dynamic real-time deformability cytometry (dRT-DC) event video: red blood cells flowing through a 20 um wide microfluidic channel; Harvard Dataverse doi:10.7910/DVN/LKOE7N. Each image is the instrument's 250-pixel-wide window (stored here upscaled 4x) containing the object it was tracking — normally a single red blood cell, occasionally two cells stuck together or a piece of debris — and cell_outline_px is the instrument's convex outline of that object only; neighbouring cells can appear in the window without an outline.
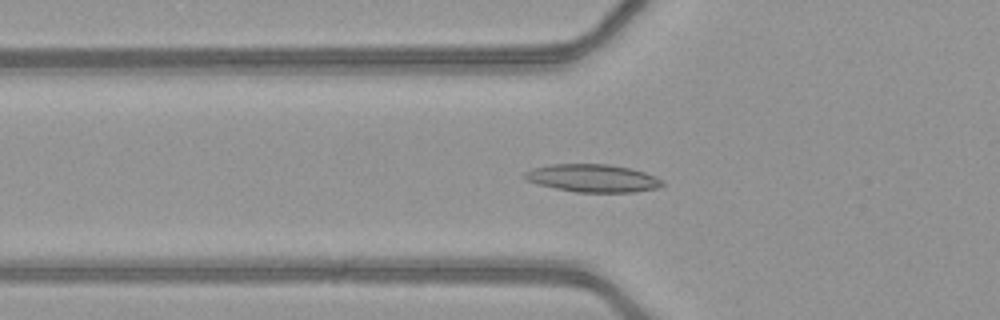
{"species": "common noctule bat (a hibernating species)", "species_latin": "Nyctalus noctula", "temperature_condition": "warm", "stored_images_in_passage": 42, "camera_frame_rate_fps": 3000, "um_per_image_px": 0.085, "animal": {"sex": "female", "body_mass_g": 21.9}, "frame": {"image": 1, "passage_image": 10, "time_ms": 3.0, "image_size_px": [1000, 320], "cell_outline_px": [[664, 184], [656, 188], [632, 192], [576, 192], [556, 188], [524, 180], [524, 172], [532, 168], [552, 164], [608, 164], [628, 168], [644, 172], [656, 176]], "centroid_in_image_um": [50.35, 15.14], "position_along_channel_um": 75.5, "area_um2": 22.08}}
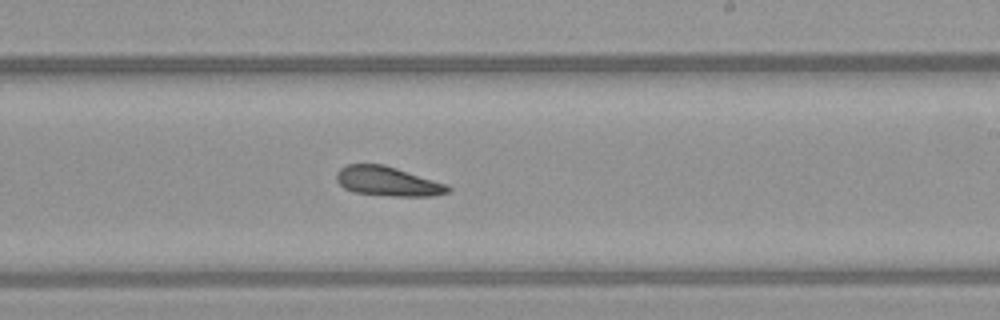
{"frame": {"image": 2, "passage_image": 23, "time_ms": 7.333, "image_size_px": [1000, 320], "cell_outline_px": [[452, 188], [448, 192], [432, 196], [392, 196], [356, 192], [344, 188], [336, 180], [336, 172], [340, 168], [348, 164], [384, 164], [448, 184]], "centroid_in_image_um": [32.97, 15.4], "position_along_channel_um": 256.0, "area_um2": 19.13}}
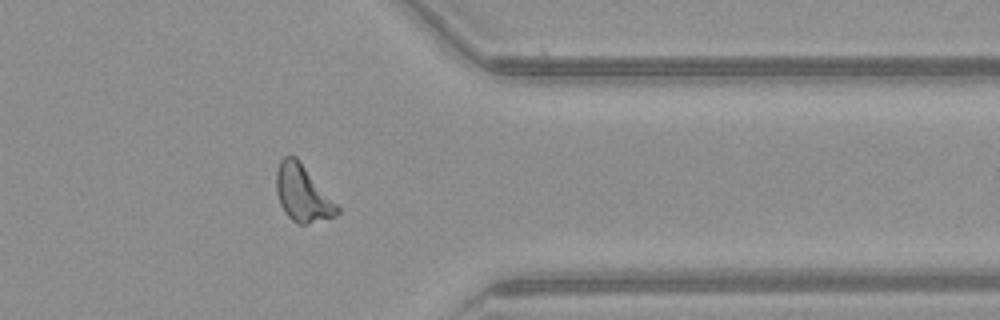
{"frame": {"image": 3, "passage_image": 33, "time_ms": 10.667, "image_size_px": [1000, 320], "cell_outline_px": [[340, 212], [336, 216], [308, 224], [296, 224], [284, 212], [280, 204], [276, 192], [276, 172], [280, 160], [284, 156], [296, 156], [300, 160], [340, 208]], "centroid_in_image_um": [25.71, 16.44], "position_along_channel_um": 385.7, "area_um2": 20.11}}